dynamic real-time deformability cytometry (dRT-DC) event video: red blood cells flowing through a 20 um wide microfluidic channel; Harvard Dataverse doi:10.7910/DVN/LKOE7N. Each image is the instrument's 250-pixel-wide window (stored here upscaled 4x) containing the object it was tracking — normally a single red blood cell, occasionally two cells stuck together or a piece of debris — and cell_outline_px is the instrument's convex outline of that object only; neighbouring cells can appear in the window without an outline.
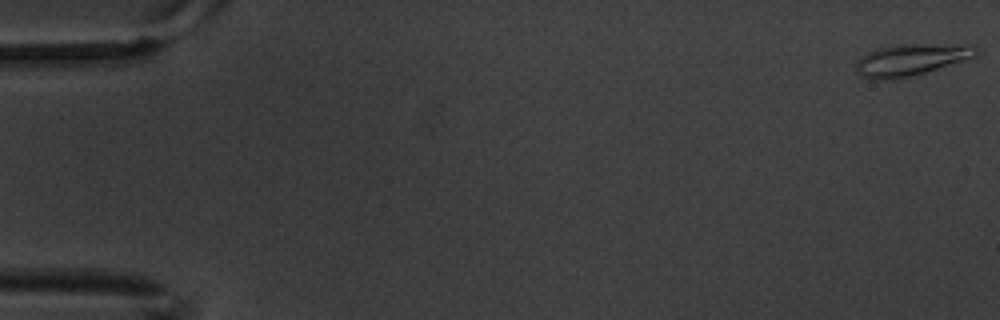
{"species": "common noctule bat (a hibernating species)", "species_latin": "Nyctalus noctula", "temperature_condition": "warm", "stored_images_in_passage": 6, "camera_frame_rate_fps": 3000, "um_per_image_px": 0.085, "animal": {"sex": "male", "body_mass_g": 20.1, "forearm_length_mm": 53.5}, "frame": {"image": 1, "passage_image": 1, "time_ms": 0.0, "image_size_px": [1000, 320], "cell_outline_px": [[980, 52], [972, 56], [912, 76], [884, 80], [872, 80], [860, 76], [856, 68], [856, 64], [860, 56], [868, 52], [880, 48], [896, 44], [972, 44]], "centroid_in_image_um": [77.37, 5.07], "position_along_channel_um": 7.6, "area_um2": 21.85}}
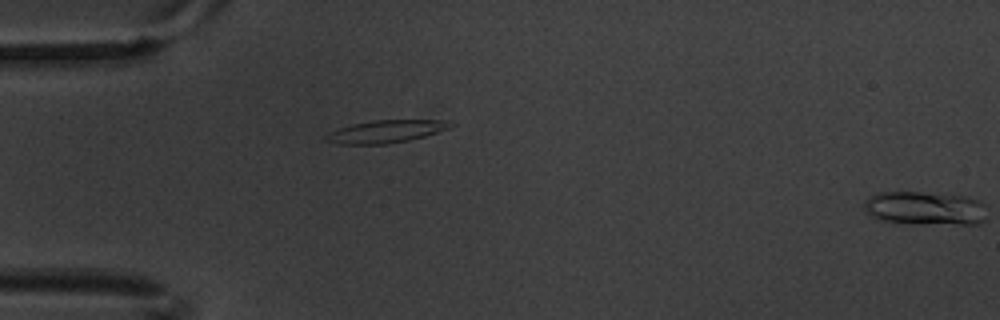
{"frame": {"image": 2, "passage_image": 5, "time_ms": 1.333, "image_size_px": [1000, 320], "cell_outline_px": [[456, 124], [448, 128], [424, 136], [408, 140], [388, 144], [340, 144], [324, 140], [324, 136], [328, 132], [352, 124], [372, 120], [440, 120]], "centroid_in_image_um": [32.74, 11.17], "position_along_channel_um": 52.3, "area_um2": 16.24}}